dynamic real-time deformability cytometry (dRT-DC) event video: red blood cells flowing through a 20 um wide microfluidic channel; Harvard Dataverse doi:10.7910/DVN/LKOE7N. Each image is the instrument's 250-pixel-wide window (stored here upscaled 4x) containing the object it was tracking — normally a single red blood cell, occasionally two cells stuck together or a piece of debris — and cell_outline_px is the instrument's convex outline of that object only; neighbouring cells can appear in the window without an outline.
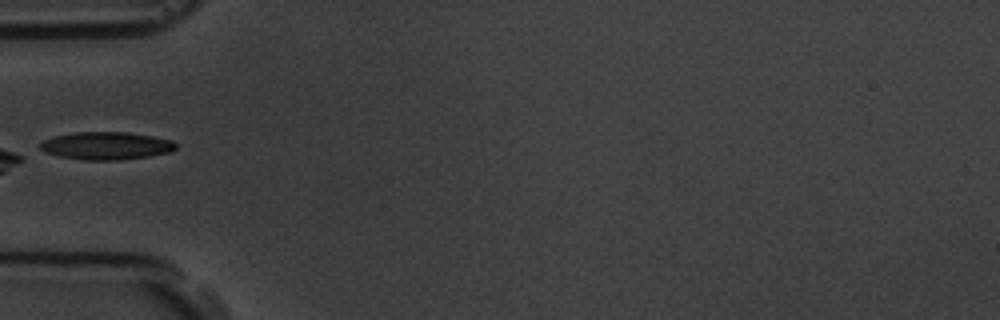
{"species": "common noctule bat (a hibernating species)", "species_latin": "Nyctalus noctula", "temperature_condition": "room temperature", "stored_images_in_passage": 6, "camera_frame_rate_fps": 3000, "um_per_image_px": 0.085, "animal": {"sex": "male", "body_mass_g": 19.5, "forearm_length_mm": 54.6}, "frame": {"image": 1, "passage_image": 5, "time_ms": 4.667, "image_size_px": [1000, 320], "cell_outline_px": [[176, 148], [172, 152], [148, 156], [120, 160], [84, 160], [60, 156], [44, 152], [40, 148], [40, 144], [44, 140], [52, 136], [76, 132], [128, 132], [152, 136], [172, 140], [176, 144]], "centroid_in_image_um": [9.04, 12.39], "position_along_channel_um": 76.0, "area_um2": 21.96}}
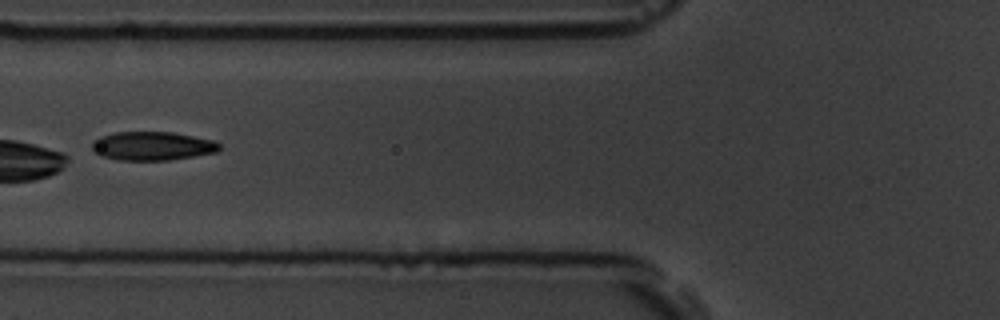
{"frame": {"image": 2, "passage_image": 6, "time_ms": 5.667, "image_size_px": [1000, 320], "cell_outline_px": [[220, 148], [216, 152], [168, 160], [116, 160], [100, 156], [92, 148], [92, 140], [100, 136], [116, 132], [172, 132], [212, 140], [220, 144]], "centroid_in_image_um": [12.9, 12.41], "position_along_channel_um": 112.9, "area_um2": 21.21}}